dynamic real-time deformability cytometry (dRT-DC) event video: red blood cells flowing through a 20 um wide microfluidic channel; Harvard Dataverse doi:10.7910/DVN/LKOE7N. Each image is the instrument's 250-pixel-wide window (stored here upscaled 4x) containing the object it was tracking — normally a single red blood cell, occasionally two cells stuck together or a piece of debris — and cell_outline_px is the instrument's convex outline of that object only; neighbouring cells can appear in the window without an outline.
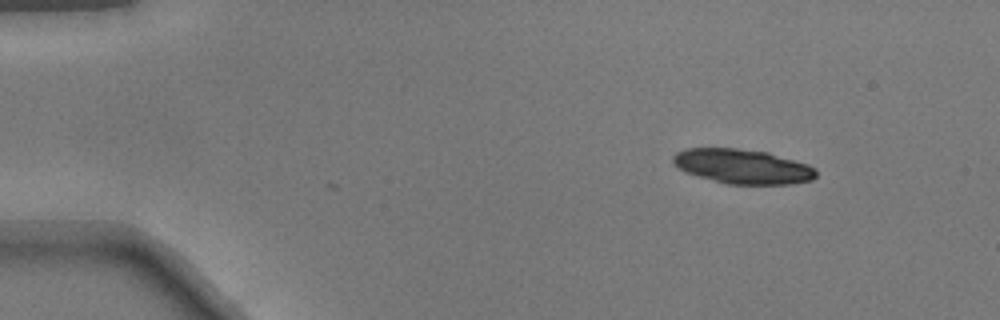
{"species": "common noctule bat (a hibernating species)", "species_latin": "Nyctalus noctula", "temperature_condition": "warm", "stored_images_in_passage": 2, "camera_frame_rate_fps": 3000, "um_per_image_px": 0.085, "animal": {"sex": "male", "body_mass_g": 17.9}, "frame": {"image": 1, "passage_image": 1, "time_ms": 0.0, "image_size_px": [1000, 320], "cell_outline_px": [[816, 176], [812, 180], [792, 184], [728, 184], [684, 172], [672, 160], [672, 156], [676, 152], [684, 148], [736, 148], [768, 152], [808, 164], [816, 168]], "centroid_in_image_um": [63.14, 14.14], "position_along_channel_um": 21.9, "area_um2": 28.84}}